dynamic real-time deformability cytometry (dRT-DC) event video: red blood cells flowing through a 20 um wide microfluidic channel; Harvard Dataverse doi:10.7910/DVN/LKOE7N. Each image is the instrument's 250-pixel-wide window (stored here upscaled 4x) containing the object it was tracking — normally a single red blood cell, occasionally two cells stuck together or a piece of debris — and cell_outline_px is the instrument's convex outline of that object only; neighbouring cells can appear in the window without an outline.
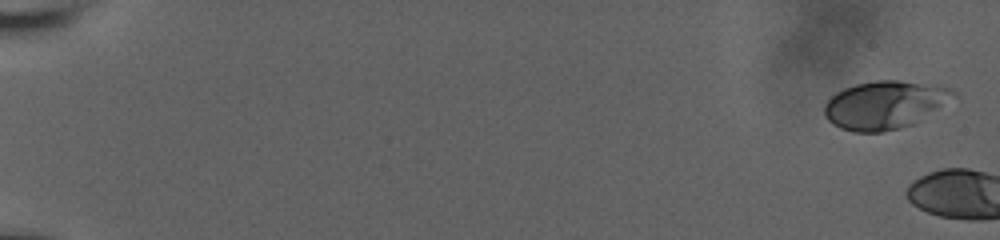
{"species": "human", "species_latin": "Homo sapiens", "temperature_condition": "room temperature", "stored_images_in_passage": 3, "camera_frame_rate_fps": 3000, "um_per_image_px": 0.085, "donor": {"sex": "male"}, "frame": {"image": 1, "passage_image": 1, "time_ms": 0.0, "image_size_px": [1000, 240], "cell_outline_px": [[956, 96], [916, 124], [884, 132], [852, 132], [840, 128], [832, 124], [824, 116], [824, 104], [836, 92], [844, 88], [856, 84], [876, 80], [900, 80], [936, 84], [952, 88], [956, 92]], "centroid_in_image_um": [75.22, 8.91], "position_along_channel_um": 9.8, "area_um2": 36.65}}